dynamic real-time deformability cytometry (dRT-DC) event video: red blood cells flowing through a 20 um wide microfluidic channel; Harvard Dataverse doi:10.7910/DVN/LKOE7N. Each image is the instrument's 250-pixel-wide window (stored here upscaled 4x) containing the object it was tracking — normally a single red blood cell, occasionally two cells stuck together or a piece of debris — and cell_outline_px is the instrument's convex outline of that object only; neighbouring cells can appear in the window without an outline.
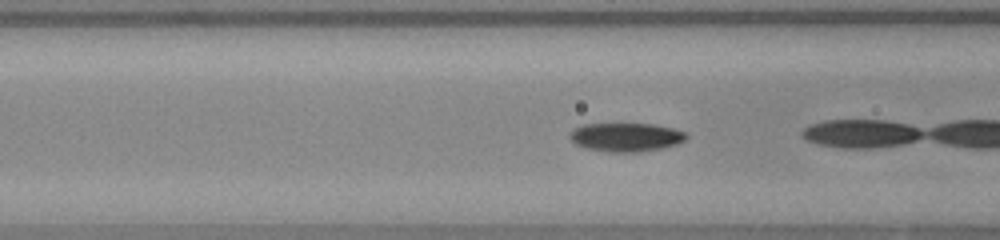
{"species": "common noctule bat (a hibernating species)", "species_latin": "Nyctalus noctula", "temperature_condition": "warm", "stored_images_in_passage": 15, "camera_frame_rate_fps": 3000, "um_per_image_px": 0.085, "animal": {"sex": "female", "body_mass_g": 23.0, "forearm_length_mm": 53.4}, "frame": {"image": 1, "passage_image": 14, "time_ms": 4.333, "image_size_px": [1000, 240], "cell_outline_px": [[688, 136], [684, 140], [676, 144], [664, 148], [640, 152], [608, 152], [584, 148], [576, 144], [568, 136], [576, 128], [584, 124], [652, 124], [672, 128], [684, 132]], "centroid_in_image_um": [53.21, 11.67], "position_along_channel_um": 113.4, "area_um2": 19.36}}